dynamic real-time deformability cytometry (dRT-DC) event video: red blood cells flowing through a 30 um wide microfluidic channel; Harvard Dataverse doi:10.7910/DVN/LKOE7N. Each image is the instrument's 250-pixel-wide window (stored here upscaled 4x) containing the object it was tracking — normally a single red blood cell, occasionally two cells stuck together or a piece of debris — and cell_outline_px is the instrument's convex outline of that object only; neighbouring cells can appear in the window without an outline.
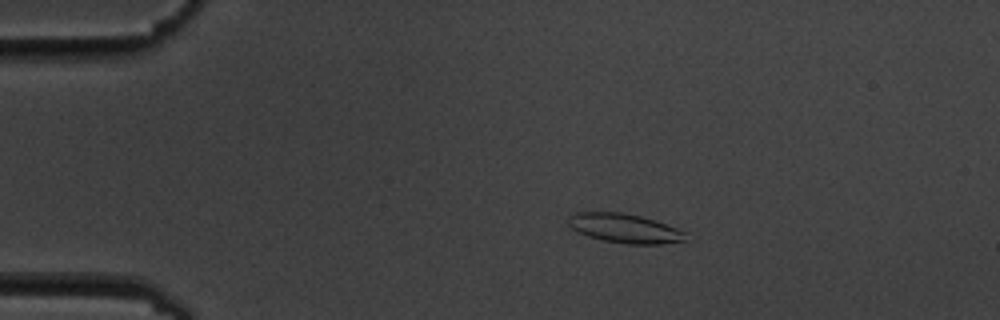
{"species": "common noctule bat (a hibernating species)", "species_latin": "Nyctalus noctula", "temperature_condition": "cold", "stored_images_in_passage": 56, "camera_frame_rate_fps": 3000, "um_per_image_px": 0.085, "animal": {"sex": "male", "body_mass_g": 19.5, "forearm_length_mm": 54.6}, "frame": {"image": 1, "passage_image": 11, "time_ms": 3.333, "image_size_px": [1000, 320], "cell_outline_px": [[688, 232], [684, 240], [660, 244], [628, 244], [604, 240], [588, 236], [576, 232], [568, 224], [568, 216], [572, 212], [620, 212], [640, 216]], "centroid_in_image_um": [53.04, 19.4], "position_along_channel_um": 32.0, "area_um2": 19.83}}
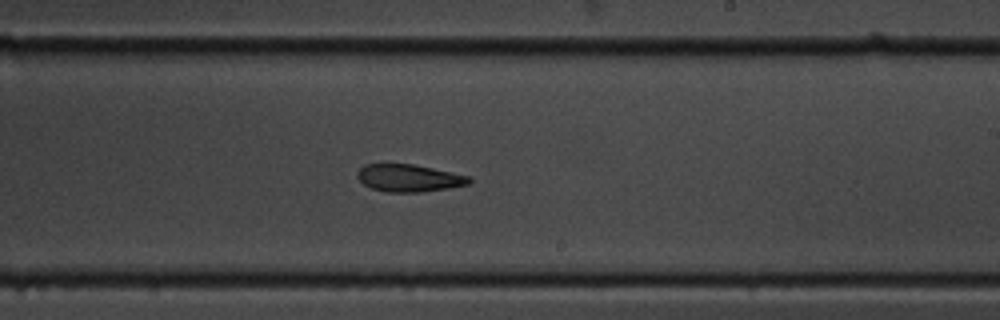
{"frame": {"image": 2, "passage_image": 34, "time_ms": 11.0, "image_size_px": [1000, 320], "cell_outline_px": [[472, 180], [468, 184], [448, 188], [420, 192], [388, 192], [372, 188], [364, 184], [356, 176], [356, 172], [364, 164], [412, 164], [472, 176]], "centroid_in_image_um": [34.76, 15.13], "position_along_channel_um": 254.2, "area_um2": 17.8}}
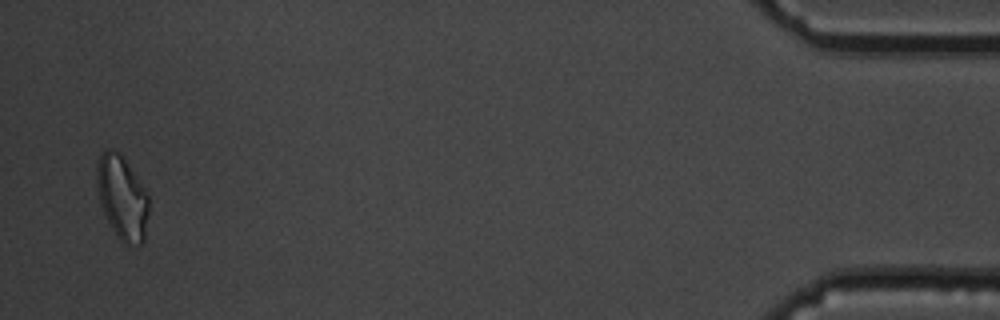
{"frame": {"image": 3, "passage_image": 55, "time_ms": 18.0, "image_size_px": [1000, 320], "cell_outline_px": [[148, 212], [144, 240], [140, 244], [124, 244], [120, 240], [112, 228], [100, 204], [96, 180], [96, 164], [100, 152], [108, 148], [112, 148], [120, 152], [144, 188], [148, 196]], "centroid_in_image_um": [10.36, 16.75], "position_along_channel_um": 424.8, "area_um2": 25.32}, "authors_computed_cell_mechanics": {"area_um2": 19.6809, "velocity_mm_per_s": 3.5761, "shape_relaxation_time_tau1_ms": 7.745, "shape_relaxation_time_tau2_ms": 6.5423, "deformation_change_tau1": 0.1809, "deformation_change_tau2": 0.1571}}